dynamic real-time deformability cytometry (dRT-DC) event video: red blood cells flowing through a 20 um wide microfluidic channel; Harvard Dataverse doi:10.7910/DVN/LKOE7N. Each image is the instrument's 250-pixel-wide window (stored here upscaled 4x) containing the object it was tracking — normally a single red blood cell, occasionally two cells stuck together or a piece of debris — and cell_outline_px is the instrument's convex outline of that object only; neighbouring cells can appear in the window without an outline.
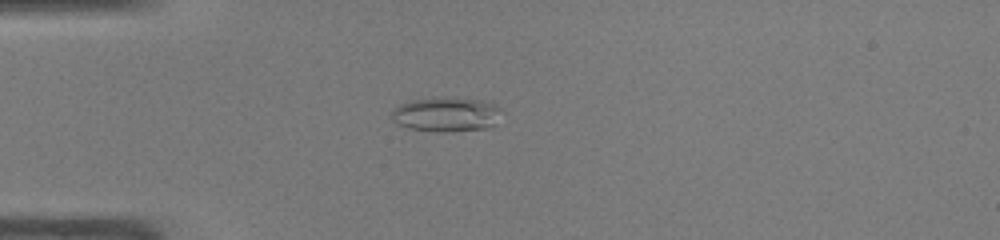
{"species": "common noctule bat (a hibernating species)", "species_latin": "Nyctalus noctula", "temperature_condition": "warm", "stored_images_in_passage": 37, "camera_frame_rate_fps": 3000, "um_per_image_px": 0.085, "animal": {"sex": "male", "body_mass_g": 19.0, "forearm_length_mm": 50.8}, "frame": {"image": 1, "passage_image": 2, "time_ms": 0.333, "image_size_px": [1000, 240], "cell_outline_px": [[504, 112], [496, 124], [488, 128], [444, 132], [440, 132], [408, 128], [396, 124], [388, 116], [388, 112], [392, 108], [408, 100], [432, 96], [448, 96], [480, 100], [492, 104], [500, 108]], "centroid_in_image_um": [37.87, 9.7], "position_along_channel_um": 47.1, "area_um2": 23.06}}
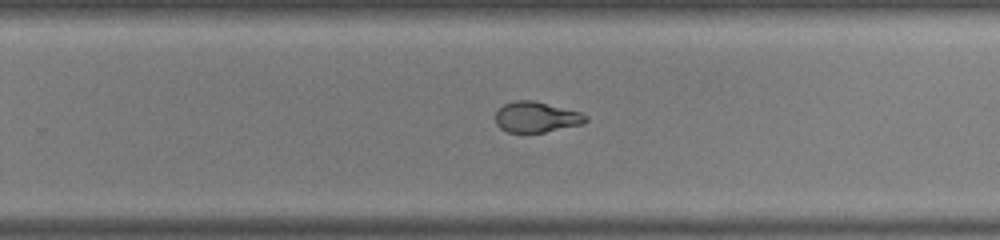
{"frame": {"image": 2, "passage_image": 20, "time_ms": 6.333, "image_size_px": [1000, 240], "cell_outline_px": [[588, 120], [584, 124], [524, 136], [508, 132], [500, 128], [496, 124], [496, 112], [504, 104], [516, 100], [532, 100], [580, 112], [588, 116]], "centroid_in_image_um": [45.57, 10.0], "position_along_channel_um": 284.2, "area_um2": 16.53}}
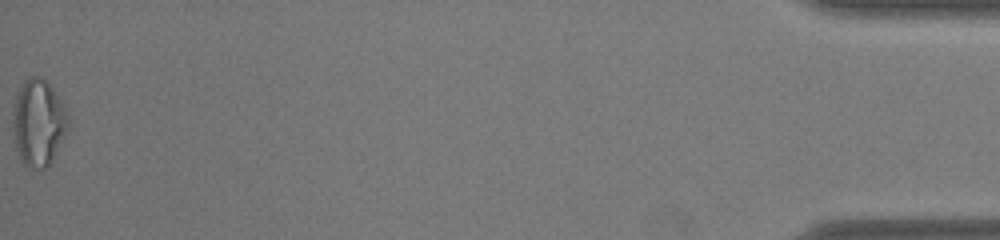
{"frame": {"image": 3, "passage_image": 37, "time_ms": 12.0, "image_size_px": [1000, 240], "cell_outline_px": [[68, 128], [52, 160], [44, 168], [32, 168], [24, 164], [20, 160], [16, 148], [12, 128], [12, 112], [16, 92], [28, 76], [40, 76], [52, 88], [68, 112]], "centroid_in_image_um": [3.23, 10.41], "position_along_channel_um": 432.0, "area_um2": 27.92}, "authors_computed_cell_mechanics": {"area_um2": 17.7446, "velocity_mm_per_s": 4.2649, "shape_relaxation_time_tau1_ms": null, "shape_relaxation_time_tau2_ms": 1.2296, "deformation_change_tau1": null, "deformation_change_tau2": 0.0626}}